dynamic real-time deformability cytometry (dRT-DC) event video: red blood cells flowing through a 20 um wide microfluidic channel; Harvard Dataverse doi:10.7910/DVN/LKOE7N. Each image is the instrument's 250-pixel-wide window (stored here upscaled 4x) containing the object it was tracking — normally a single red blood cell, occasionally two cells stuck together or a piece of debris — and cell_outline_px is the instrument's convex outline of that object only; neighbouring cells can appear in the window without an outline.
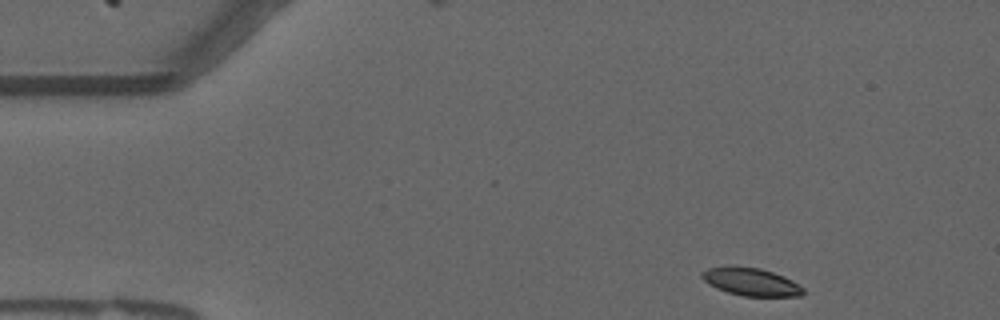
{"species": "common noctule bat (a hibernating species)", "species_latin": "Nyctalus noctula", "temperature_condition": "warm", "stored_images_in_passage": 50, "camera_frame_rate_fps": 3000, "um_per_image_px": 0.085, "animal": {"sex": "male", "forearm_length_mm": 52.5}, "frame": {"image": 1, "passage_image": 1, "time_ms": 0.0, "image_size_px": [1000, 320], "cell_outline_px": [[804, 292], [800, 296], [744, 296], [728, 292], [716, 288], [708, 284], [700, 276], [700, 272], [708, 268], [760, 268], [784, 276], [792, 280], [804, 288]], "centroid_in_image_um": [63.86, 23.98], "position_along_channel_um": 21.1, "area_um2": 15.95}}
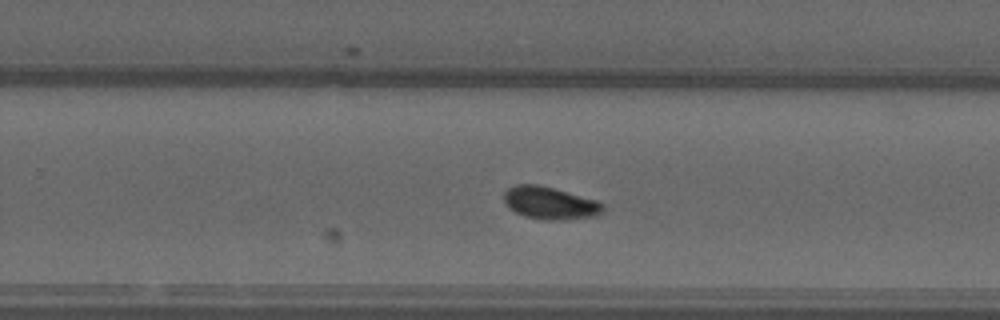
{"frame": {"image": 2, "passage_image": 29, "time_ms": 9.333, "image_size_px": [1000, 320], "cell_outline_px": [[604, 212], [596, 216], [568, 220], [544, 220], [524, 216], [508, 208], [504, 200], [504, 192], [508, 188], [516, 184], [540, 184], [596, 200], [604, 204]], "centroid_in_image_um": [46.76, 17.26], "position_along_channel_um": 283.0, "area_um2": 19.02}}
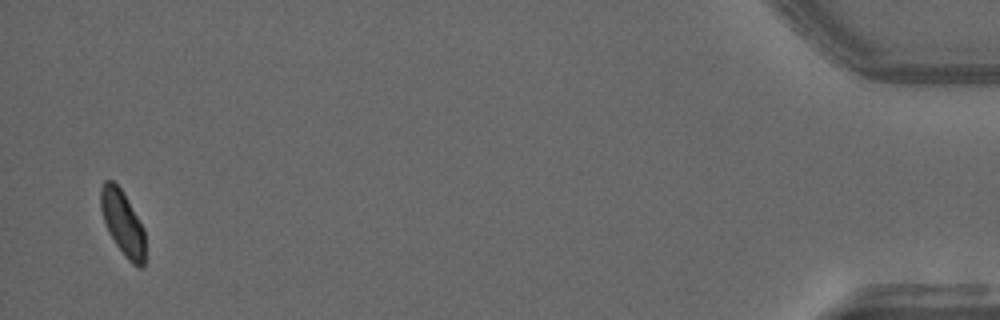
{"frame": {"image": 3, "passage_image": 48, "time_ms": 15.667, "image_size_px": [1000, 320], "cell_outline_px": [[144, 268], [140, 268], [132, 264], [128, 260], [116, 244], [108, 232], [100, 208], [100, 188], [104, 180], [112, 180], [120, 188], [144, 228]], "centroid_in_image_um": [10.41, 18.95], "position_along_channel_um": 424.8, "area_um2": 16.59}}